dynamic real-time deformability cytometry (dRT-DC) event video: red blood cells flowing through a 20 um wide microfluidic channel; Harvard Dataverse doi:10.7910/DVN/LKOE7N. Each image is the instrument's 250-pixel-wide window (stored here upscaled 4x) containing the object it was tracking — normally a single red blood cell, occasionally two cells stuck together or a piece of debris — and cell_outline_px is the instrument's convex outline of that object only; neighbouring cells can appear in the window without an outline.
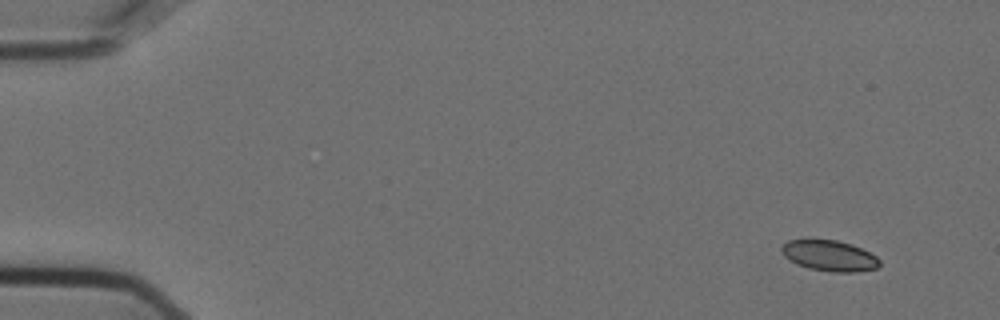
{"species": "Egyptian fruit bat (a non-hibernating species)", "species_latin": "Rousettus aegyptiacus", "temperature_condition": "cold", "stored_images_in_passage": 55, "camera_frame_rate_fps": 3000, "um_per_image_px": 0.085, "animal": {"sex": "female"}, "frame": {"image": 1, "passage_image": 1, "time_ms": 0.0, "image_size_px": [1000, 320], "cell_outline_px": [[880, 264], [876, 268], [856, 272], [832, 272], [808, 268], [796, 264], [784, 256], [780, 248], [788, 240], [836, 240], [852, 244], [876, 256], [880, 260]], "centroid_in_image_um": [70.5, 21.74], "position_along_channel_um": 14.5, "area_um2": 17.46}}
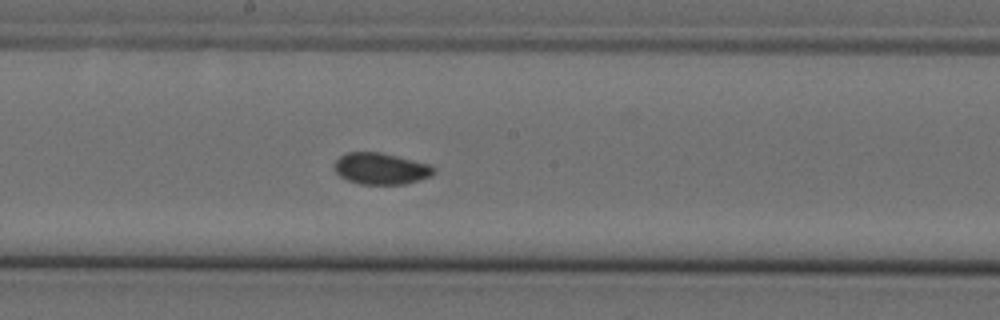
{"frame": {"image": 2, "passage_image": 28, "time_ms": 9.0, "image_size_px": [1000, 320], "cell_outline_px": [[436, 172], [432, 176], [420, 180], [404, 184], [360, 184], [348, 180], [340, 176], [332, 168], [336, 160], [344, 152], [380, 152], [428, 164], [436, 168]], "centroid_in_image_um": [32.36, 14.33], "position_along_channel_um": 215.8, "area_um2": 18.32}}
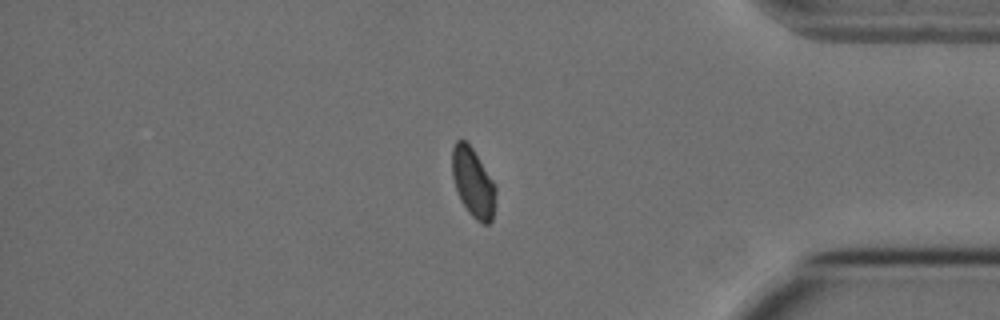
{"frame": {"image": 3, "passage_image": 45, "time_ms": 14.667, "image_size_px": [1000, 320], "cell_outline_px": [[496, 192], [492, 220], [488, 224], [484, 224], [476, 220], [468, 212], [460, 200], [452, 176], [452, 148], [456, 140], [464, 140], [472, 148], [496, 184]], "centroid_in_image_um": [40.21, 15.53], "position_along_channel_um": 395.0, "area_um2": 17.57}, "authors_computed_cell_mechanics": {"area_um2": 18.0914, "velocity_mm_per_s": 3.5918, "shape_relaxation_time_tau1_ms": null, "shape_relaxation_time_tau2_ms": 1.6668, "deformation_change_tau1": null, "deformation_change_tau2": 0.0351}}